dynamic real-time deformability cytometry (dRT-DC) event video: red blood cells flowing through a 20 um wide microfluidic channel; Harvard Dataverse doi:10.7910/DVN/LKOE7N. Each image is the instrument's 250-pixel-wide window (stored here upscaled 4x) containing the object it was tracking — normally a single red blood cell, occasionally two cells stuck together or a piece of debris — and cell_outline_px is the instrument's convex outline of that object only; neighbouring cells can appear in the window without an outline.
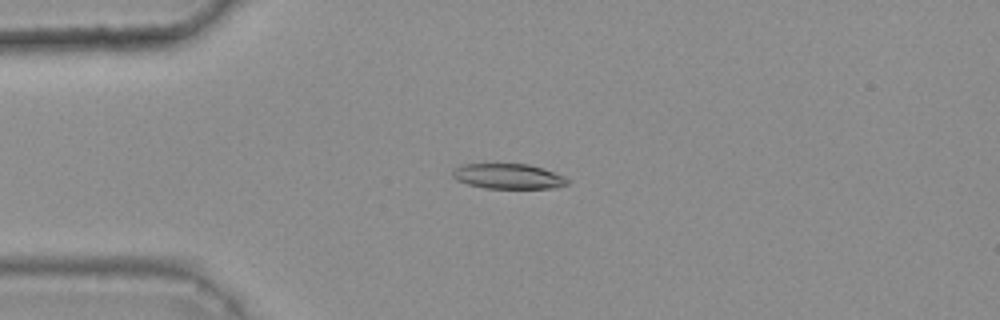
{"species": "common noctule bat (a hibernating species)", "species_latin": "Nyctalus noctula", "temperature_condition": "warm", "stored_images_in_passage": 46, "camera_frame_rate_fps": 3000, "um_per_image_px": 0.085, "animal": {"sex": "female", "body_mass_g": 25.1}, "frame": {"image": 1, "passage_image": 13, "time_ms": 4.0, "image_size_px": [1000, 320], "cell_outline_px": [[572, 180], [568, 184], [556, 188], [484, 188], [468, 184], [456, 180], [452, 176], [452, 172], [456, 168], [464, 164], [528, 164], [544, 168], [564, 176]], "centroid_in_image_um": [43.25, 14.99], "position_along_channel_um": 41.7, "area_um2": 16.94}}
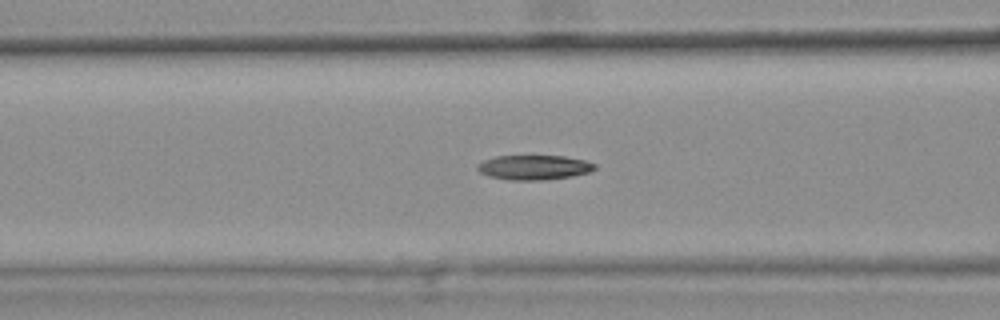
{"frame": {"image": 2, "passage_image": 21, "time_ms": 6.667, "image_size_px": [1000, 320], "cell_outline_px": [[596, 168], [588, 172], [572, 176], [548, 180], [508, 180], [488, 176], [480, 172], [476, 168], [476, 164], [484, 160], [496, 156], [564, 156], [584, 160], [596, 164]], "centroid_in_image_um": [45.36, 14.23], "position_along_channel_um": 121.2, "area_um2": 16.94}}
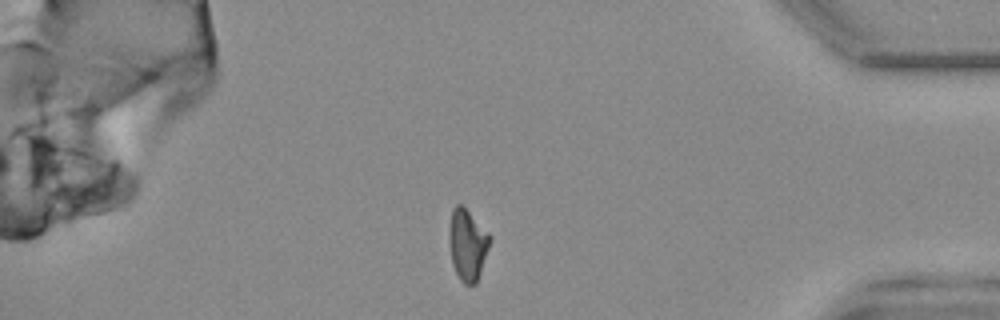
{"frame": {"image": 3, "passage_image": 45, "time_ms": 14.667, "image_size_px": [1000, 320], "cell_outline_px": [[492, 240], [476, 284], [464, 284], [460, 280], [452, 264], [448, 236], [448, 228], [452, 208], [456, 204], [460, 204], [492, 236]], "centroid_in_image_um": [39.73, 20.8], "position_along_channel_um": 395.5, "area_um2": 16.99}, "authors_computed_cell_mechanics": {"area_um2": 17.34, "velocity_mm_per_s": 3.8184, "shape_relaxation_time_tau1_ms": 10.3999, "shape_relaxation_time_tau2_ms": 6.1201, "deformation_change_tau1": 0.2392, "deformation_change_tau2": 0.1346}}